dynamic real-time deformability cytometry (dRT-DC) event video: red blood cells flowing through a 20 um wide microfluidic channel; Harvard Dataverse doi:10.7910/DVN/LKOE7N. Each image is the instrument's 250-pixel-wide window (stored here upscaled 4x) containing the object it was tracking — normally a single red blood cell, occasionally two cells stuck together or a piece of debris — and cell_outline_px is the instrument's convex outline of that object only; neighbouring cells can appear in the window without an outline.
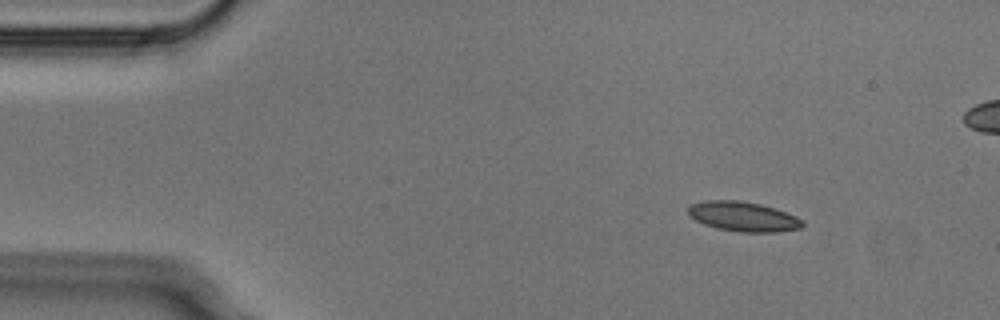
{"species": "Egyptian fruit bat (a non-hibernating species)", "species_latin": "Rousettus aegyptiacus", "temperature_condition": "cold", "stored_images_in_passage": 4, "camera_frame_rate_fps": 3000, "um_per_image_px": 0.085, "animal": {"sex": "male"}, "frame": {"image": 1, "passage_image": 1, "time_ms": 0.0, "image_size_px": [1000, 320], "cell_outline_px": [[804, 224], [800, 228], [776, 232], [740, 232], [716, 228], [704, 224], [688, 216], [688, 208], [692, 204], [704, 200], [740, 200], [760, 204], [796, 216], [804, 220]], "centroid_in_image_um": [63.15, 18.41], "position_along_channel_um": 21.9, "area_um2": 19.77}}